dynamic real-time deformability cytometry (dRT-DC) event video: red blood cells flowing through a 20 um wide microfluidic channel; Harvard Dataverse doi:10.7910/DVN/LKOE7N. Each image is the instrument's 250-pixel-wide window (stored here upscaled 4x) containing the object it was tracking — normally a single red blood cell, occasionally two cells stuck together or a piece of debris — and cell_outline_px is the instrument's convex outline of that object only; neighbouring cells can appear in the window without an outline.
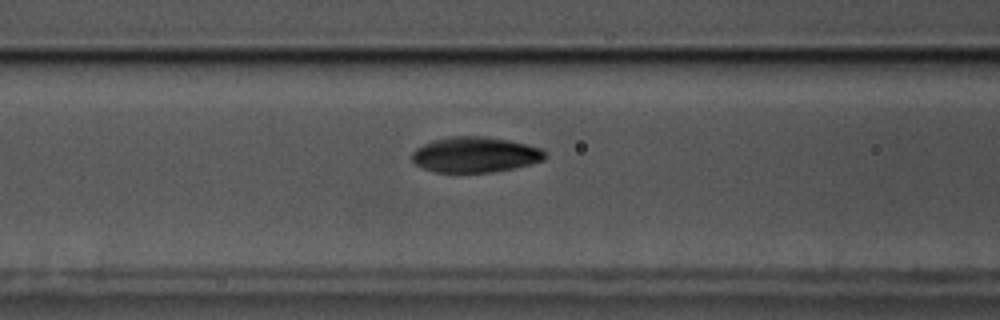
{"species": "common noctule bat (a hibernating species)", "species_latin": "Nyctalus noctula", "temperature_condition": "cold", "stored_images_in_passage": 39, "camera_frame_rate_fps": 3000, "um_per_image_px": 0.085, "animal": {"sex": "male", "body_mass_g": 17.5, "forearm_length_mm": 52.3}, "frame": {"image": 1, "passage_image": 15, "time_ms": 4.667, "image_size_px": [1000, 320], "cell_outline_px": [[548, 156], [544, 160], [532, 164], [492, 172], [436, 172], [424, 168], [416, 164], [412, 160], [412, 152], [416, 148], [432, 140], [452, 136], [484, 136], [508, 140], [528, 144], [540, 148]], "centroid_in_image_um": [40.4, 13.14], "position_along_channel_um": 126.2, "area_um2": 27.51}}
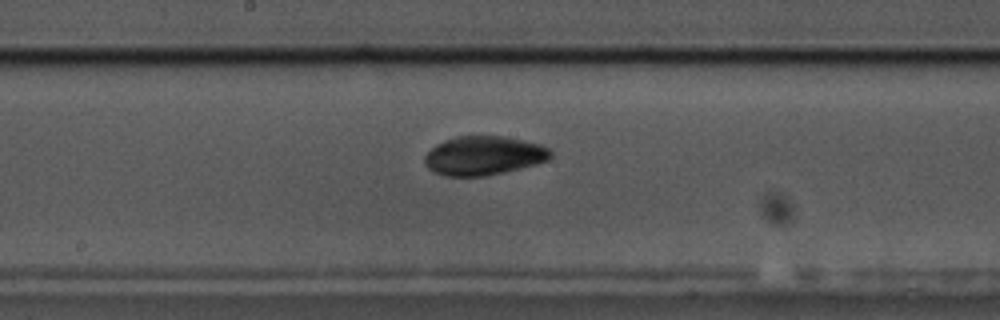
{"frame": {"image": 2, "passage_image": 22, "time_ms": 7.0, "image_size_px": [1000, 320], "cell_outline_px": [[552, 156], [548, 160], [536, 164], [504, 172], [484, 176], [444, 176], [428, 168], [424, 164], [424, 156], [436, 144], [444, 140], [456, 136], [500, 136], [524, 140], [540, 144], [548, 148], [552, 152]], "centroid_in_image_um": [41.11, 13.23], "position_along_channel_um": 207.1, "area_um2": 28.61}}
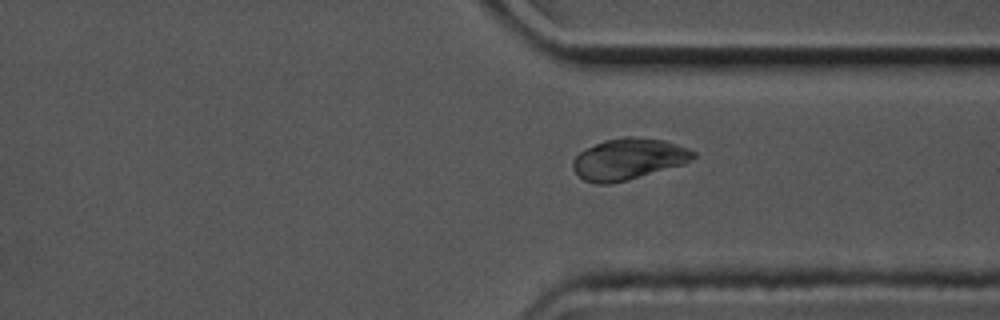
{"frame": {"image": 3, "passage_image": 35, "time_ms": 11.333, "image_size_px": [1000, 320], "cell_outline_px": [[696, 156], [684, 164], [628, 180], [608, 184], [596, 184], [584, 180], [572, 168], [572, 160], [580, 152], [604, 140], [624, 136], [632, 136], [664, 140], [688, 148], [696, 152]], "centroid_in_image_um": [53.42, 13.52], "position_along_channel_um": 358.0, "area_um2": 28.9}}